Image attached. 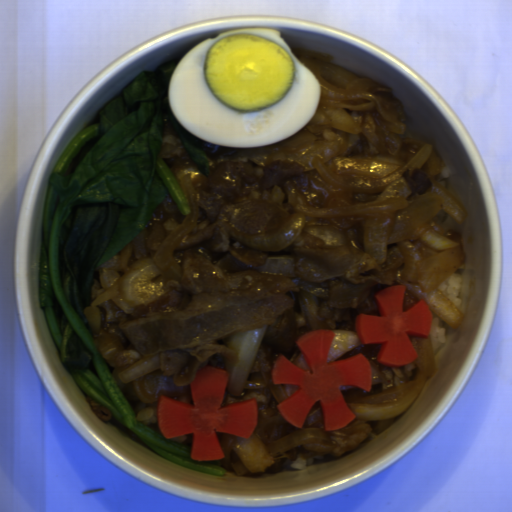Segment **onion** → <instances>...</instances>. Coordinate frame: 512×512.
<instances>
[{
    "instance_id": "obj_1",
    "label": "onion",
    "mask_w": 512,
    "mask_h": 512,
    "mask_svg": "<svg viewBox=\"0 0 512 512\" xmlns=\"http://www.w3.org/2000/svg\"><path fill=\"white\" fill-rule=\"evenodd\" d=\"M288 47L320 85L315 114L289 137L259 147H236L233 159L251 160L259 167L278 160L298 162L332 198L326 208L316 209L293 188L272 187L274 202L294 206V212L271 236H245L219 218L215 222L242 245L266 254L259 272L290 278L298 290L301 315L312 332L326 330L319 305L328 292L302 281L295 272L296 238L308 231L326 246L341 247L347 240L327 219L364 215V251L400 273L405 290L424 299L432 316L447 323V328H458L464 312L436 287L458 273L465 260L462 247L446 232L460 230L467 213L462 202L438 181L442 172L438 152L432 145L407 137L404 125L373 92L371 80L337 65L330 54ZM348 133H364L380 155L345 156ZM407 168H421L430 177L433 187L426 195L410 191L402 177ZM356 192H379L380 196L367 204H355L352 193Z\"/></svg>"
},
{
    "instance_id": "obj_2",
    "label": "onion",
    "mask_w": 512,
    "mask_h": 512,
    "mask_svg": "<svg viewBox=\"0 0 512 512\" xmlns=\"http://www.w3.org/2000/svg\"><path fill=\"white\" fill-rule=\"evenodd\" d=\"M188 207L189 214L183 223L161 241L153 256L128 265L131 256V240L115 255L97 266L90 292V304L84 315L91 335L101 326L98 306L105 309V322L114 323L116 313L110 301L125 313H134L141 305H151L167 292L169 280L182 277V267L174 259L175 247L197 226L200 212L199 198L190 173L184 175L179 184Z\"/></svg>"
},
{
    "instance_id": "obj_4",
    "label": "onion",
    "mask_w": 512,
    "mask_h": 512,
    "mask_svg": "<svg viewBox=\"0 0 512 512\" xmlns=\"http://www.w3.org/2000/svg\"><path fill=\"white\" fill-rule=\"evenodd\" d=\"M93 339L129 405L144 403L158 406L160 395L193 405L191 384H175L171 377L163 374L159 353L117 366L119 349L116 343L110 339Z\"/></svg>"
},
{
    "instance_id": "obj_7",
    "label": "onion",
    "mask_w": 512,
    "mask_h": 512,
    "mask_svg": "<svg viewBox=\"0 0 512 512\" xmlns=\"http://www.w3.org/2000/svg\"><path fill=\"white\" fill-rule=\"evenodd\" d=\"M331 332L334 334V339L327 355L326 363H332L344 353L364 344L360 342L357 332H350L343 329L332 330Z\"/></svg>"
},
{
    "instance_id": "obj_3",
    "label": "onion",
    "mask_w": 512,
    "mask_h": 512,
    "mask_svg": "<svg viewBox=\"0 0 512 512\" xmlns=\"http://www.w3.org/2000/svg\"><path fill=\"white\" fill-rule=\"evenodd\" d=\"M417 354L415 363L417 378L397 388L381 391L382 381L375 370L371 369L370 391L353 385L339 388L346 404L355 416L353 421H380L398 419L402 413L418 398L436 369L437 352H434L430 336H409ZM394 419V420H395Z\"/></svg>"
},
{
    "instance_id": "obj_8",
    "label": "onion",
    "mask_w": 512,
    "mask_h": 512,
    "mask_svg": "<svg viewBox=\"0 0 512 512\" xmlns=\"http://www.w3.org/2000/svg\"><path fill=\"white\" fill-rule=\"evenodd\" d=\"M145 427H147L148 429H150L154 433L158 434L159 436H161L162 438H164L165 440H167L170 443L177 444V445L184 446V447L192 449L193 433L192 434L181 435V436L174 437V438H166V436L160 430L159 424H157V425H149V426H145Z\"/></svg>"
},
{
    "instance_id": "obj_5",
    "label": "onion",
    "mask_w": 512,
    "mask_h": 512,
    "mask_svg": "<svg viewBox=\"0 0 512 512\" xmlns=\"http://www.w3.org/2000/svg\"><path fill=\"white\" fill-rule=\"evenodd\" d=\"M327 432L328 430H324L322 406L317 401L303 427L277 440L274 452H267L265 445L252 434L248 439L237 436L230 457L232 471H224L254 477L272 464L275 457L299 445L322 452L323 455L330 456V459L337 458L339 455L333 453L334 446L328 440Z\"/></svg>"
},
{
    "instance_id": "obj_9",
    "label": "onion",
    "mask_w": 512,
    "mask_h": 512,
    "mask_svg": "<svg viewBox=\"0 0 512 512\" xmlns=\"http://www.w3.org/2000/svg\"><path fill=\"white\" fill-rule=\"evenodd\" d=\"M293 365H295L297 368H300L302 370H308V366L304 360V357L301 353V351L299 352V354L294 358V360L291 362Z\"/></svg>"
},
{
    "instance_id": "obj_6",
    "label": "onion",
    "mask_w": 512,
    "mask_h": 512,
    "mask_svg": "<svg viewBox=\"0 0 512 512\" xmlns=\"http://www.w3.org/2000/svg\"><path fill=\"white\" fill-rule=\"evenodd\" d=\"M267 325L258 326L250 331L228 336L225 346L237 357L236 362L227 364L228 373L225 389L230 394L239 395L243 389H269L278 402L290 397L300 387L298 384H274L271 372L264 373L257 363L260 348Z\"/></svg>"
}]
</instances>
